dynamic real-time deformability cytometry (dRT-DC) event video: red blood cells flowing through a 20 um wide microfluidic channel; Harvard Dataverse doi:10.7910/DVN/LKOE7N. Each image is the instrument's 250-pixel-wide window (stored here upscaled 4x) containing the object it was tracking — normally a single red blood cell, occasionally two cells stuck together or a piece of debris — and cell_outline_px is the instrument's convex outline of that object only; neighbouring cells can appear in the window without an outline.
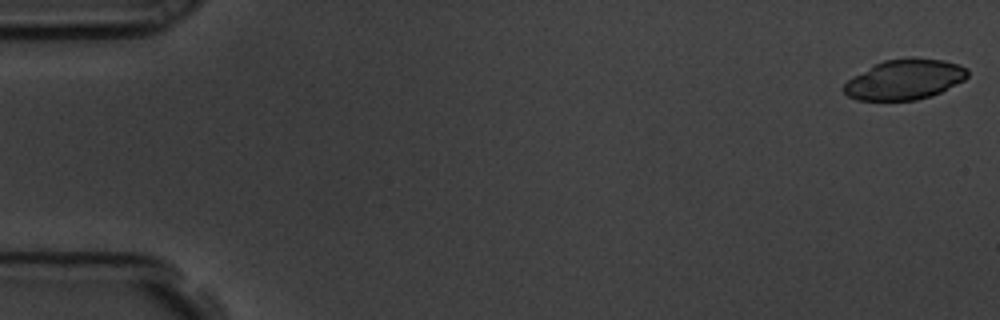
{"species": "common noctule bat (a hibernating species)", "species_latin": "Nyctalus noctula", "temperature_condition": "room temperature", "stored_images_in_passage": 55, "camera_frame_rate_fps": 3000, "um_per_image_px": 0.085, "animal": {"sex": "male", "body_mass_g": 19.5, "forearm_length_mm": 54.6}, "frame": {"image": 1, "passage_image": 1, "time_ms": 0.0, "image_size_px": [1000, 320], "cell_outline_px": [[968, 76], [964, 80], [932, 96], [916, 100], [856, 100], [848, 96], [840, 88], [852, 76], [884, 60], [912, 56], [944, 60], [968, 68]], "centroid_in_image_um": [76.88, 6.75], "position_along_channel_um": 8.1, "area_um2": 29.19}}